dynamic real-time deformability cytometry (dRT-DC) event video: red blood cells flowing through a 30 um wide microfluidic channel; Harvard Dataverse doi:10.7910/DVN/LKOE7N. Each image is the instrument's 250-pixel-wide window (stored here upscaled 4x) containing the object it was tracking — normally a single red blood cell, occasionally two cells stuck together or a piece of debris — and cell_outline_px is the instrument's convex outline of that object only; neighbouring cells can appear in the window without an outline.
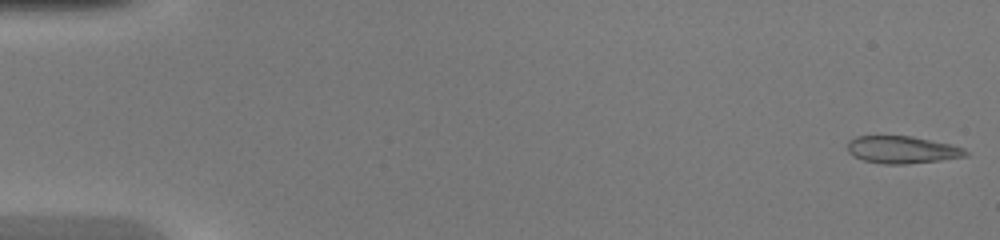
{"species": "common noctule bat (a hibernating species)", "species_latin": "Nyctalus noctula", "temperature_condition": "warm", "stored_images_in_passage": 48, "camera_frame_rate_fps": 3000, "um_per_image_px": 0.085, "animal": {"sex": "female", "body_mass_g": 20.0, "forearm_length_mm": 54.0}, "frame": {"image": 1, "passage_image": 1, "time_ms": 0.0, "image_size_px": [1000, 240], "cell_outline_px": [[968, 156], [940, 160], [908, 164], [884, 164], [864, 160], [852, 156], [848, 152], [848, 140], [856, 136], [912, 136], [948, 144], [964, 148], [968, 152]], "centroid_in_image_um": [76.66, 12.73], "position_along_channel_um": 8.3, "area_um2": 18.79}}
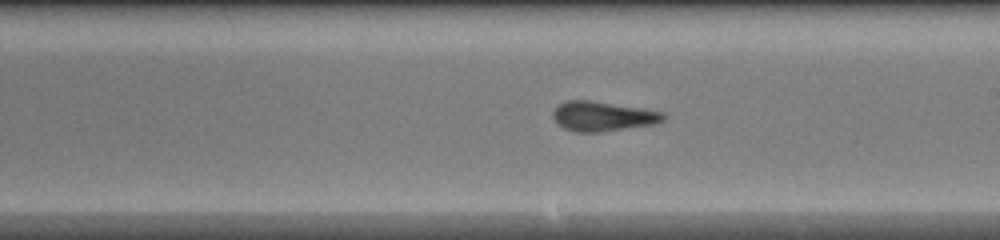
{"frame": {"image": 2, "passage_image": 28, "time_ms": 9.0, "image_size_px": [1000, 240], "cell_outline_px": [[668, 116], [664, 120], [652, 124], [600, 132], [576, 132], [564, 128], [552, 116], [552, 112], [560, 104], [568, 100], [592, 100], [664, 112]], "centroid_in_image_um": [51.25, 9.88], "position_along_channel_um": 237.8, "area_um2": 18.9}}
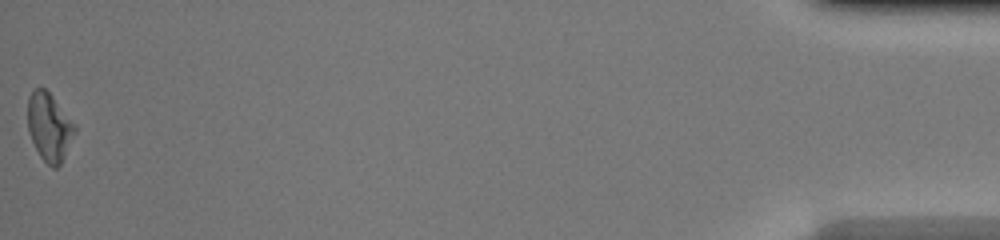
{"frame": {"image": 3, "passage_image": 48, "time_ms": 15.667, "image_size_px": [1000, 240], "cell_outline_px": [[76, 132], [60, 164], [56, 168], [52, 168], [40, 156], [28, 132], [28, 96], [32, 88], [44, 88], [52, 96], [76, 124]], "centroid_in_image_um": [4.19, 10.77], "position_along_channel_um": 431.0, "area_um2": 18.61}, "authors_computed_cell_mechanics": {"area_um2": 18.9006, "velocity_mm_per_s": 4.3268, "shape_relaxation_time_tau1_ms": 4.4222, "shape_relaxation_time_tau2_ms": 1.4741, "deformation_change_tau1": 0.1716, "deformation_change_tau2": 0.0839}}